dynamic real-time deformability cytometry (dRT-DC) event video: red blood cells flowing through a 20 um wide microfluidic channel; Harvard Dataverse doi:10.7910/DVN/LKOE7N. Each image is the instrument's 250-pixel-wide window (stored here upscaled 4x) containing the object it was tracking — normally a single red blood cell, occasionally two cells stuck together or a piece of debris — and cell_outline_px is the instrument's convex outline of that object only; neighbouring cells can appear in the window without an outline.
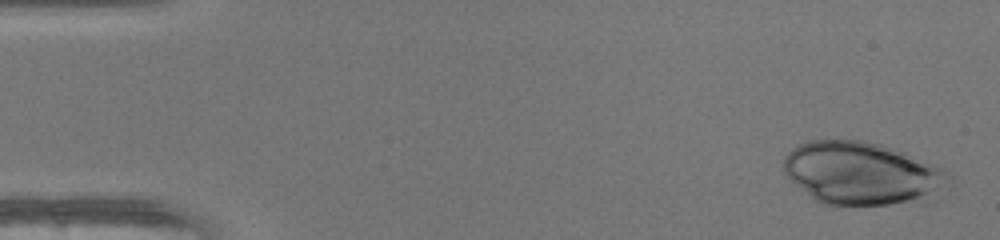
{"species": "human", "species_latin": "Homo sapiens", "temperature_condition": "warm", "stored_images_in_passage": 48, "camera_frame_rate_fps": 3000, "um_per_image_px": 0.085, "donor": {"sex": "female"}, "frame": {"image": 1, "passage_image": 2, "time_ms": 0.333, "image_size_px": [1000, 240], "cell_outline_px": [[952, 184], [948, 188], [924, 204], [824, 204], [816, 200], [784, 176], [784, 156], [792, 148], [808, 140], [864, 140], [880, 144], [904, 152], [952, 172]], "centroid_in_image_um": [73.36, 14.75], "position_along_channel_um": 11.6, "area_um2": 61.56}}